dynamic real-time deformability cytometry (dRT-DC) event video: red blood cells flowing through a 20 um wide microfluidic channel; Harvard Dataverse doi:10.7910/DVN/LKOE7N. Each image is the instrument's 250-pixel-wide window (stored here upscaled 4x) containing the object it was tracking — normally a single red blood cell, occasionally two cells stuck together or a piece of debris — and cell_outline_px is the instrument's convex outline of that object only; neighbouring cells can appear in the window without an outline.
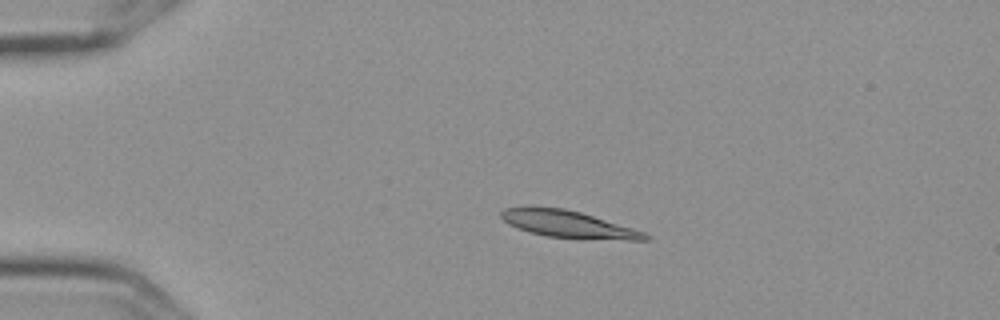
{"species": "Egyptian fruit bat (a non-hibernating species)", "species_latin": "Rousettus aegyptiacus", "temperature_condition": "cold", "stored_images_in_passage": 7, "camera_frame_rate_fps": 3000, "um_per_image_px": 0.085, "frame": {"image": 1, "passage_image": 2, "time_ms": 0.333, "image_size_px": [1000, 320], "cell_outline_px": [[652, 240], [580, 240], [548, 236], [528, 232], [516, 228], [508, 224], [500, 216], [500, 212], [504, 208], [564, 208], [580, 212], [632, 228], [644, 232], [652, 236]], "centroid_in_image_um": [48.37, 19.11], "position_along_channel_um": 36.6, "area_um2": 22.77}}
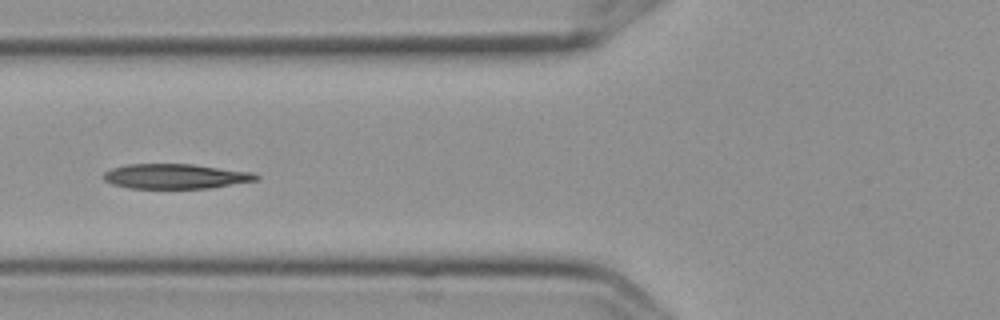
{"frame": {"image": 2, "passage_image": 5, "time_ms": 1.333, "image_size_px": [1000, 320], "cell_outline_px": [[260, 180], [212, 188], [128, 188], [112, 184], [104, 180], [104, 172], [112, 168], [128, 164], [192, 164], [252, 172], [260, 176]], "centroid_in_image_um": [14.96, 14.99], "position_along_channel_um": 110.8, "area_um2": 22.2}}
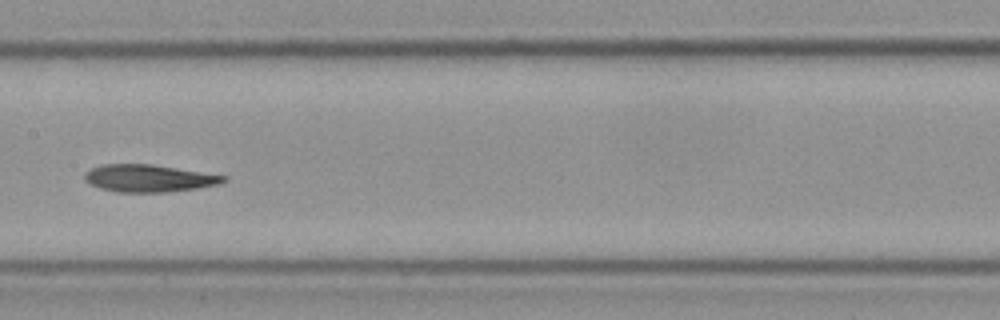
{"frame": {"image": 3, "passage_image": 7, "time_ms": 2.0, "image_size_px": [1000, 320], "cell_outline_px": [[228, 180], [220, 184], [196, 188], [168, 192], [116, 192], [100, 188], [84, 180], [84, 172], [92, 168], [104, 164], [152, 164], [228, 176]], "centroid_in_image_um": [12.67, 15.15], "position_along_channel_um": 194.7, "area_um2": 22.14}}